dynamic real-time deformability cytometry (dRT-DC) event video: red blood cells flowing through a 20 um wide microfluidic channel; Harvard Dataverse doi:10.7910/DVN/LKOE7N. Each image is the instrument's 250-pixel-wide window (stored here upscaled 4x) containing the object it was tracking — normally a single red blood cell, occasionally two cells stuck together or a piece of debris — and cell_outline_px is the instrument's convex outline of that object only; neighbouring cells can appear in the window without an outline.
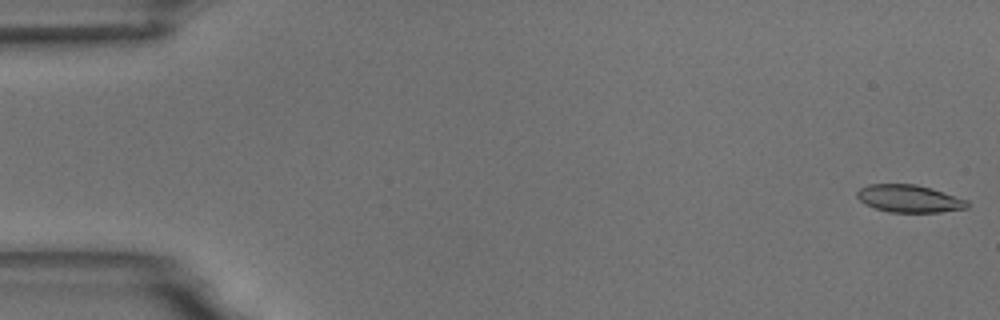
{"species": "common noctule bat (a hibernating species)", "species_latin": "Nyctalus noctula", "temperature_condition": "room temperature", "stored_images_in_passage": 10, "camera_frame_rate_fps": 3000, "um_per_image_px": 0.085, "animal": {"sex": "male", "body_mass_g": 18.8}, "frame": {"image": 1, "passage_image": 1, "time_ms": 0.0, "image_size_px": [1000, 320], "cell_outline_px": [[968, 208], [940, 212], [888, 212], [876, 208], [860, 200], [856, 196], [856, 192], [860, 188], [868, 184], [916, 184], [968, 200]], "centroid_in_image_um": [77.27, 16.88], "position_along_channel_um": 7.7, "area_um2": 17.46}}